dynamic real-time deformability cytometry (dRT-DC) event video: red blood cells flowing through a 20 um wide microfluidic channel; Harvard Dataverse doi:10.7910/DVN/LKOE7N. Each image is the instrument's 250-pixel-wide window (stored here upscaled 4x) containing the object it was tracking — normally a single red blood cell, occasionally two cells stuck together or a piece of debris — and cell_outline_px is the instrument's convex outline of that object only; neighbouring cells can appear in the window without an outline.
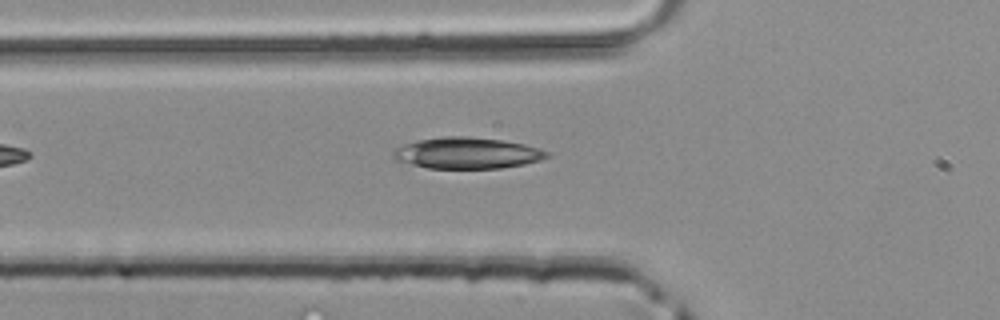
{"species": "common noctule bat (a hibernating species)", "species_latin": "Nyctalus noctula", "temperature_condition": "room temperature", "stored_images_in_passage": 3, "camera_frame_rate_fps": 3000, "um_per_image_px": 0.085, "animal": {"sex": "male", "body_mass_g": 20.4}, "frame": {"image": 1, "passage_image": 3, "time_ms": 0.667, "image_size_px": [1000, 320], "cell_outline_px": [[548, 156], [540, 160], [524, 164], [500, 168], [428, 168], [396, 160], [392, 156], [392, 152], [396, 148], [404, 144], [416, 140], [444, 136], [468, 136], [504, 140], [524, 144], [548, 152]], "centroid_in_image_um": [39.67, 13.0], "position_along_channel_um": 86.1, "area_um2": 27.86}}